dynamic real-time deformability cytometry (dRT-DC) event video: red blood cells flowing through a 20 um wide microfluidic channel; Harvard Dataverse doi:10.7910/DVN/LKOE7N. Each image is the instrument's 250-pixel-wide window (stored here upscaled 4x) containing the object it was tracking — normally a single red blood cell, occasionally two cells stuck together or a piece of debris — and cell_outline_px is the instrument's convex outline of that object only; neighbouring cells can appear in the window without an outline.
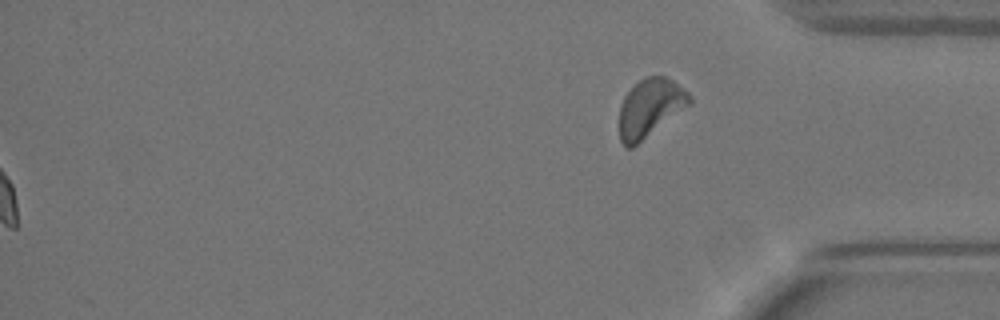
{"species": "Egyptian fruit bat (a non-hibernating species)", "species_latin": "Rousettus aegyptiacus", "temperature_condition": "warm", "stored_images_in_passage": 54, "segment_of_instrument_passage": [2, 2], "camera_frame_rate_fps": 3000, "um_per_image_px": 0.085, "animal": {"sex": "female"}, "frame": {"image": 1, "passage_image": 54, "time_ms": 17.667, "image_size_px": [1000, 320], "cell_outline_px": [[692, 104], [632, 148], [624, 148], [620, 140], [620, 104], [624, 96], [644, 76], [664, 76], [672, 80], [688, 92], [692, 100]], "centroid_in_image_um": [55.26, 9.18], "position_along_channel_um": 379.9, "area_um2": 23.81}}